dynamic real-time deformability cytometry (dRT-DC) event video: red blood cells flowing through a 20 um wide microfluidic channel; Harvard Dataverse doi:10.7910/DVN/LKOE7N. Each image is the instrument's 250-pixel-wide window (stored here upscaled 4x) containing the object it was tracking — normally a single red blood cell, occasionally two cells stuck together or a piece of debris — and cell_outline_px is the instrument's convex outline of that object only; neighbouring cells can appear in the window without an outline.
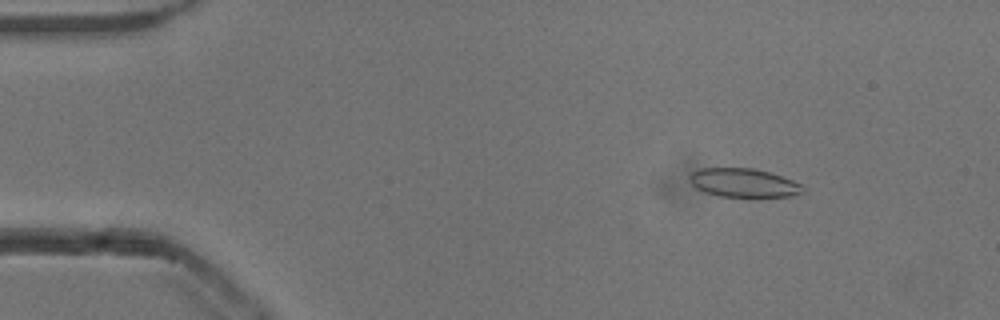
{"species": "common noctule bat (a hibernating species)", "species_latin": "Nyctalus noctula", "temperature_condition": "cold", "stored_images_in_passage": 53, "camera_frame_rate_fps": 3000, "um_per_image_px": 0.085, "animal": {"sex": "male", "body_mass_g": 13.3}, "frame": {"image": 1, "passage_image": 7, "time_ms": 2.0, "image_size_px": [1000, 320], "cell_outline_px": [[804, 192], [792, 196], [720, 196], [704, 192], [696, 188], [692, 184], [688, 176], [692, 172], [700, 168], [756, 168], [772, 172], [792, 180], [800, 184], [804, 188]], "centroid_in_image_um": [63.2, 15.52], "position_along_channel_um": 21.8, "area_um2": 18.96}}
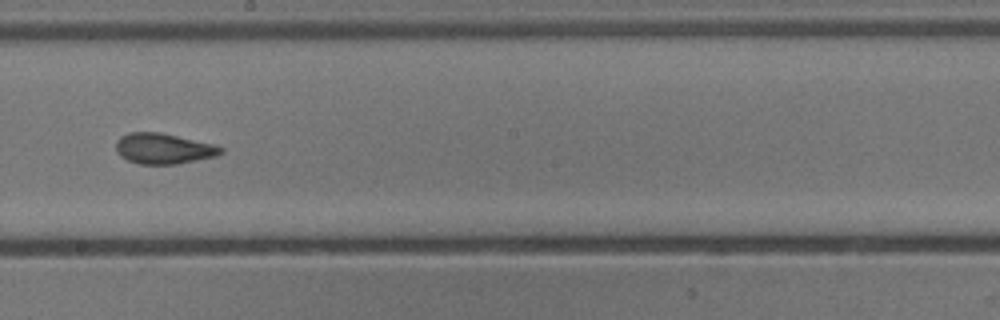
{"frame": {"image": 2, "passage_image": 30, "time_ms": 9.667, "image_size_px": [1000, 320], "cell_outline_px": [[224, 152], [216, 156], [176, 164], [140, 164], [128, 160], [120, 156], [116, 152], [116, 140], [120, 136], [128, 132], [160, 132], [212, 144], [224, 148]], "centroid_in_image_um": [13.86, 12.63], "position_along_channel_um": 234.3, "area_um2": 18.67}}
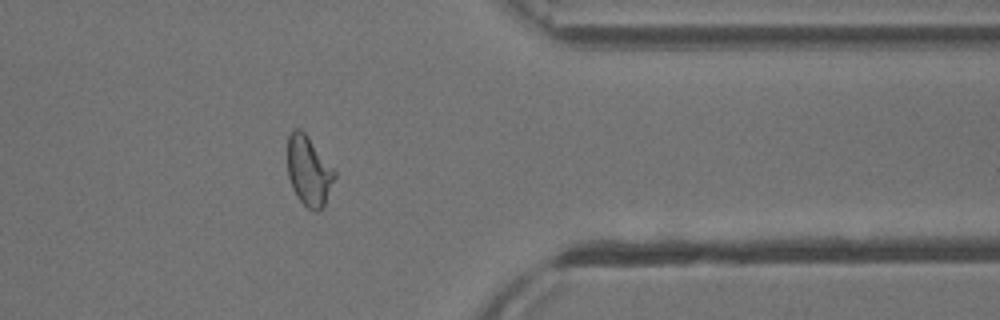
{"frame": {"image": 3, "passage_image": 43, "time_ms": 14.0, "image_size_px": [1000, 320], "cell_outline_px": [[336, 176], [324, 208], [320, 212], [316, 212], [308, 208], [300, 200], [292, 188], [288, 176], [288, 136], [292, 128], [300, 128], [308, 136], [336, 172]], "centroid_in_image_um": [26.26, 14.55], "position_along_channel_um": 385.1, "area_um2": 19.25}, "authors_computed_cell_mechanics": {"area_um2": 19.2474, "velocity_mm_per_s": 3.8233, "shape_relaxation_time_tau1_ms": 4.5092, "shape_relaxation_time_tau2_ms": 1.5322, "deformation_change_tau1": 0.1563, "deformation_change_tau2": 0.0873}}